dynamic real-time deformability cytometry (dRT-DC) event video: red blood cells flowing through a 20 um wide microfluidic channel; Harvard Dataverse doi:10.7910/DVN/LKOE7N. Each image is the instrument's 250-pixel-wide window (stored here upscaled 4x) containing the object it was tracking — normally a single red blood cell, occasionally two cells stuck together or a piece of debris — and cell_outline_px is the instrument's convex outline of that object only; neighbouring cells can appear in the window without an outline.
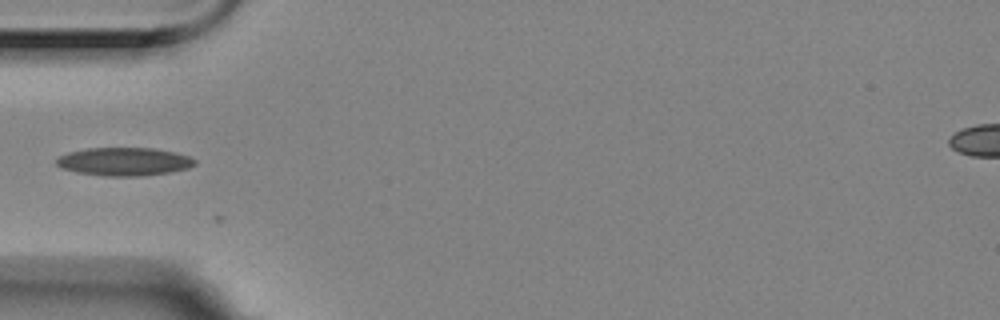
{"species": "Egyptian fruit bat (a non-hibernating species)", "species_latin": "Rousettus aegyptiacus", "temperature_condition": "room temperature", "stored_images_in_passage": 8, "camera_frame_rate_fps": 3000, "um_per_image_px": 0.085, "animal": {"sex": "female"}, "frame": {"image": 1, "passage_image": 1, "time_ms": 0.0, "image_size_px": [1000, 320], "cell_outline_px": [[196, 164], [188, 168], [168, 172], [140, 176], [104, 176], [76, 172], [60, 168], [56, 164], [56, 160], [60, 156], [68, 152], [88, 148], [152, 148], [176, 152], [188, 156], [196, 160]], "centroid_in_image_um": [10.54, 13.73], "position_along_channel_um": 74.5, "area_um2": 22.72}}
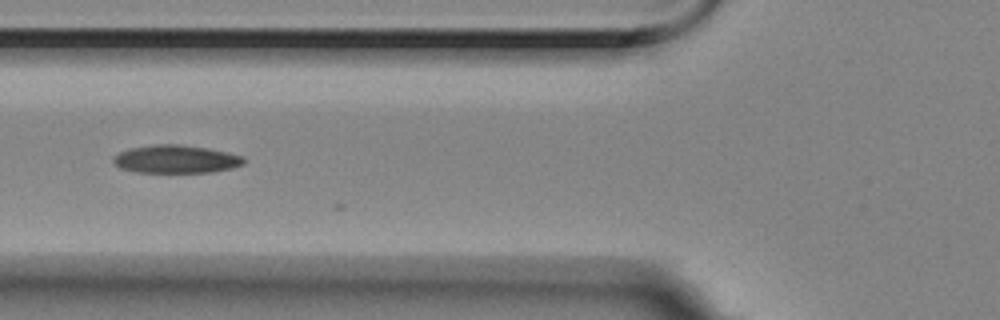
{"frame": {"image": 2, "passage_image": 4, "time_ms": 1.0, "image_size_px": [1000, 320], "cell_outline_px": [[244, 164], [232, 168], [212, 172], [136, 172], [120, 168], [112, 160], [120, 152], [132, 148], [156, 144], [180, 144], [208, 148], [228, 152], [244, 156]], "centroid_in_image_um": [15.0, 13.52], "position_along_channel_um": 110.8, "area_um2": 21.21}}